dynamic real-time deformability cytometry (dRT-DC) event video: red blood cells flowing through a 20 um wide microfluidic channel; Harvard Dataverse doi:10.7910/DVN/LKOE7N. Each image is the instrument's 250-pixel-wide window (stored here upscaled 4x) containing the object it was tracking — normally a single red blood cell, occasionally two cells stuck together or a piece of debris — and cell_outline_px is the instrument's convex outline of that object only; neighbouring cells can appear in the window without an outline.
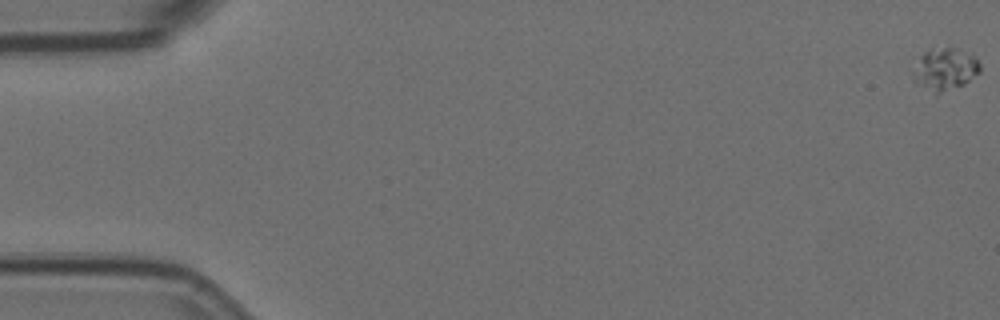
{"species": "Egyptian fruit bat (a non-hibernating species)", "species_latin": "Rousettus aegyptiacus", "temperature_condition": "room temperature", "stored_images_in_passage": 58, "camera_frame_rate_fps": 3000, "um_per_image_px": 0.085, "animal": {"sex": "female"}, "frame": {"image": 1, "passage_image": 1, "time_ms": 0.0, "image_size_px": [1000, 320], "cell_outline_px": [[980, 72], [964, 84], [936, 96], [912, 80], [912, 76], [920, 56], [924, 52], [944, 48], [956, 48], [976, 56], [980, 64]], "centroid_in_image_um": [80.34, 5.93], "position_along_channel_um": 4.7, "area_um2": 16.47}}
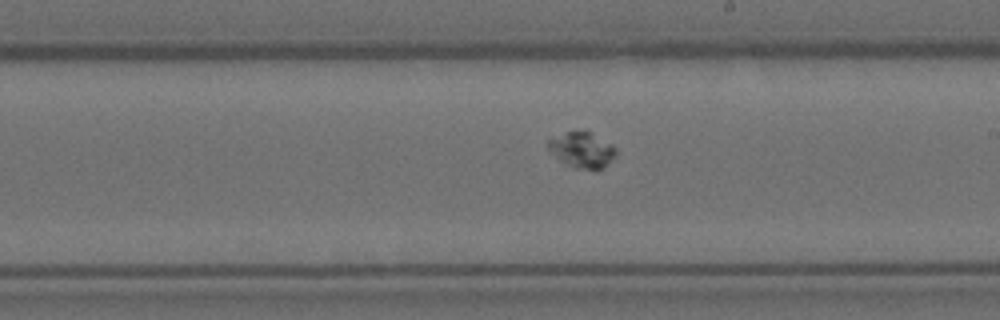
{"frame": {"image": 2, "passage_image": 34, "time_ms": 11.0, "image_size_px": [1000, 320], "cell_outline_px": [[616, 156], [604, 168], [576, 168], [564, 164], [548, 148], [548, 140], [568, 132], [584, 128], [612, 144], [616, 148]], "centroid_in_image_um": [49.51, 12.71], "position_along_channel_um": 239.5, "area_um2": 14.05}}
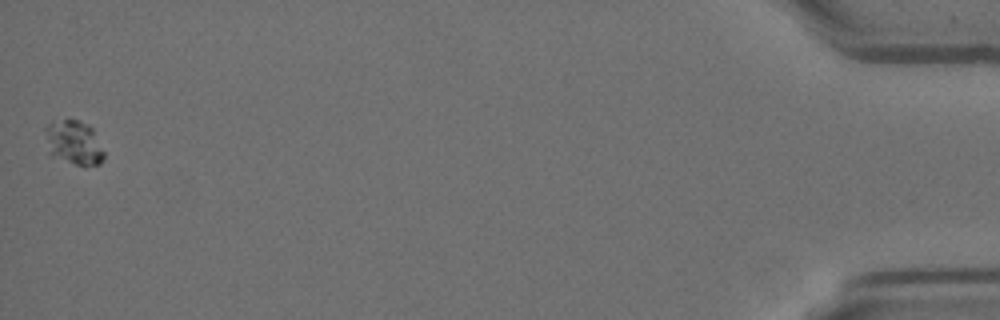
{"frame": {"image": 3, "passage_image": 58, "time_ms": 19.0, "image_size_px": [1000, 320], "cell_outline_px": [[104, 160], [100, 164], [76, 164], [52, 156], [48, 152], [44, 128], [52, 120], [80, 120], [88, 124], [92, 128], [104, 152]], "centroid_in_image_um": [6.25, 12.09], "position_along_channel_um": 428.9, "area_um2": 15.09}, "authors_computed_cell_mechanics": {"area_um2": 15.317, "velocity_mm_per_s": 3.5609, "shape_relaxation_time_tau1_ms": 0.9013, "shape_relaxation_time_tau2_ms": null, "deformation_change_tau1": 0.0331, "deformation_change_tau2": null}}